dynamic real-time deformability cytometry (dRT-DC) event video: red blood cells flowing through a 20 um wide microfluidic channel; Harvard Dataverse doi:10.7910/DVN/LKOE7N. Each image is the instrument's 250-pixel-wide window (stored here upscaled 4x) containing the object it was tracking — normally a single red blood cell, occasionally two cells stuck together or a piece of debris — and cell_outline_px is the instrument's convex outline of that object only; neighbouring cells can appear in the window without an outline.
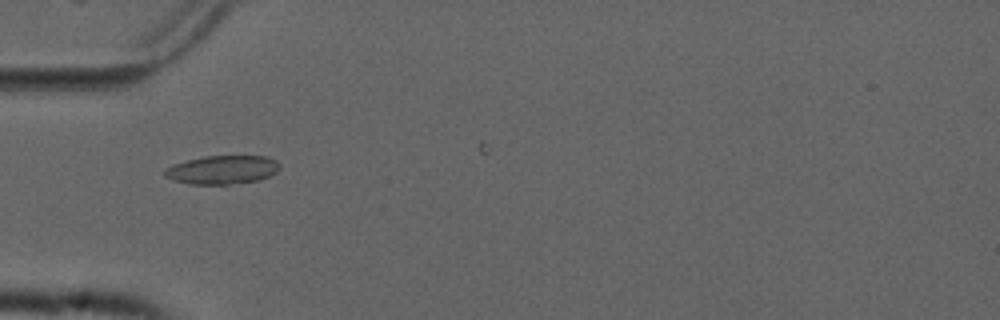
{"species": "common noctule bat (a hibernating species)", "species_latin": "Nyctalus noctula", "temperature_condition": "cold", "stored_images_in_passage": 17, "camera_frame_rate_fps": 3000, "um_per_image_px": 0.085, "animal": {"sex": "male", "forearm_length_mm": 52.5}, "frame": {"image": 1, "passage_image": 14, "time_ms": 4.333, "image_size_px": [1000, 320], "cell_outline_px": [[280, 168], [276, 172], [260, 180], [228, 184], [192, 184], [172, 180], [164, 176], [164, 172], [172, 164], [204, 156], [268, 156], [276, 160], [280, 164]], "centroid_in_image_um": [18.92, 14.42], "position_along_channel_um": 66.1, "area_um2": 19.13}}